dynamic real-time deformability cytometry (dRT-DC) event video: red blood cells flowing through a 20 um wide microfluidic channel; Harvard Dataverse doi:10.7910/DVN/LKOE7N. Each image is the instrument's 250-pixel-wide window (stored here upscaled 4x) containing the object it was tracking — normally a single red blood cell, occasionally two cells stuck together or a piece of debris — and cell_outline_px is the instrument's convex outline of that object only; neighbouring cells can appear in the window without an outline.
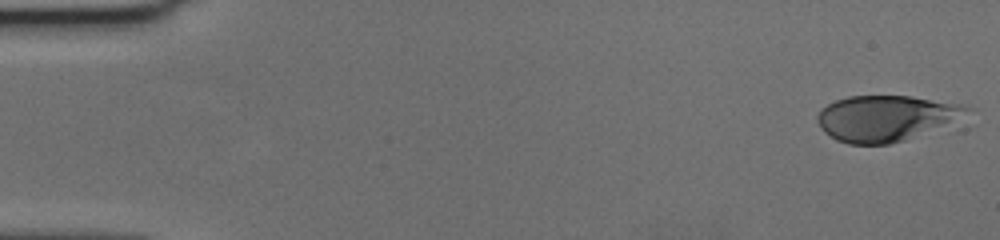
{"species": "human", "species_latin": "Homo sapiens", "temperature_condition": "cold", "stored_images_in_passage": 56, "camera_frame_rate_fps": 3000, "um_per_image_px": 0.085, "donor": {"sex": "female"}, "frame": {"image": 1, "passage_image": 1, "time_ms": 0.0, "image_size_px": [1000, 240], "cell_outline_px": [[976, 108], [968, 112], [904, 140], [888, 144], [848, 144], [836, 140], [824, 132], [820, 128], [816, 120], [816, 116], [820, 108], [836, 100], [848, 96], [912, 96], [964, 104]], "centroid_in_image_um": [75.18, 10.02], "position_along_channel_um": 9.8, "area_um2": 39.19}}
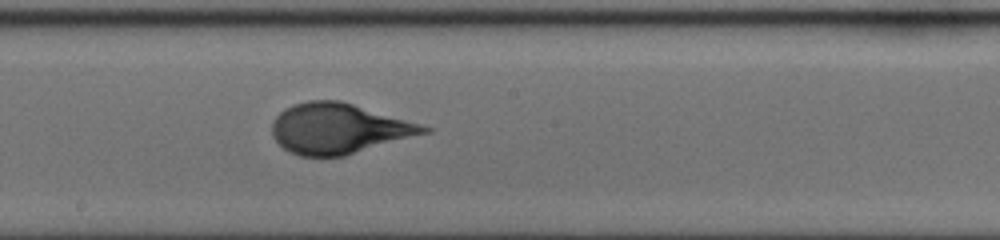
{"frame": {"image": 2, "passage_image": 31, "time_ms": 10.0, "image_size_px": [1000, 240], "cell_outline_px": [[432, 132], [344, 156], [300, 156], [288, 152], [272, 136], [272, 120], [284, 108], [292, 104], [308, 100], [340, 100], [420, 124], [432, 128]], "centroid_in_image_um": [28.77, 10.93], "position_along_channel_um": 219.4, "area_um2": 44.56}}
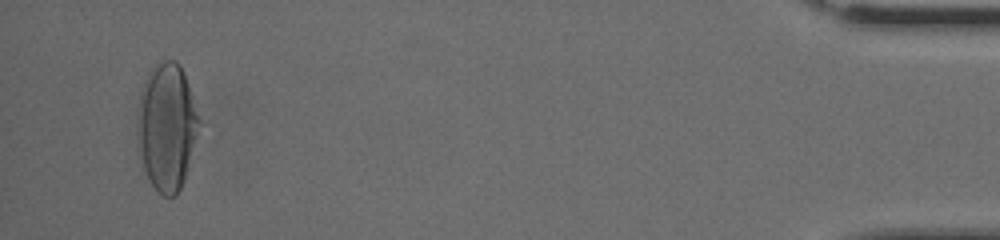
{"frame": {"image": 3, "passage_image": 54, "time_ms": 17.667, "image_size_px": [1000, 240], "cell_outline_px": [[200, 124], [184, 180], [176, 196], [164, 196], [152, 184], [144, 168], [136, 132], [140, 96], [144, 80], [148, 72], [160, 60], [176, 60], [180, 64], [184, 72], [200, 120]], "centroid_in_image_um": [14.18, 10.73], "position_along_channel_um": 421.0, "area_um2": 45.2}, "authors_computed_cell_mechanics": {"area_um2": 43.1766, "velocity_mm_per_s": 3.6317, "shape_relaxation_time_tau1_ms": 3.9523, "shape_relaxation_time_tau2_ms": null, "deformation_change_tau1": 0.1934, "deformation_change_tau2": null}}